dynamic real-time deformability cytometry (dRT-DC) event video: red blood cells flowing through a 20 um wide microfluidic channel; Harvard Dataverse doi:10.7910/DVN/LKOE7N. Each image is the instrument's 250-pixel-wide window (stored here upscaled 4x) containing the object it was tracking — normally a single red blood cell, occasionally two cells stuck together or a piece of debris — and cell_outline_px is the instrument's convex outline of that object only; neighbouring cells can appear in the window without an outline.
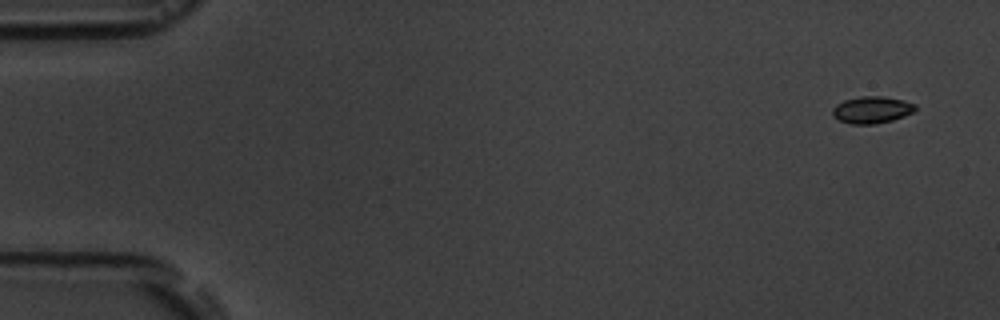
{"species": "common noctule bat (a hibernating species)", "species_latin": "Nyctalus noctula", "temperature_condition": "room temperature", "stored_images_in_passage": 5, "camera_frame_rate_fps": 3000, "um_per_image_px": 0.085, "animal": {"sex": "male", "body_mass_g": 19.5, "forearm_length_mm": 54.6}, "frame": {"image": 1, "passage_image": 1, "time_ms": 0.0, "image_size_px": [1000, 320], "cell_outline_px": [[916, 108], [912, 112], [904, 116], [892, 120], [876, 124], [852, 124], [840, 120], [832, 116], [832, 108], [836, 104], [844, 100], [860, 96], [880, 96], [904, 100], [916, 104]], "centroid_in_image_um": [74.09, 9.33], "position_along_channel_um": 10.9, "area_um2": 13.01}}
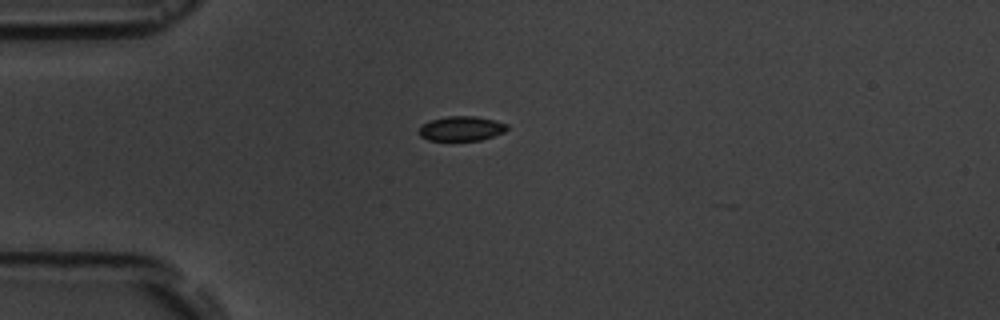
{"frame": {"image": 2, "passage_image": 4, "time_ms": 4.0, "image_size_px": [1000, 320], "cell_outline_px": [[508, 128], [504, 132], [480, 140], [428, 140], [420, 136], [420, 128], [424, 124], [432, 120], [448, 116], [476, 116], [508, 124]], "centroid_in_image_um": [39.24, 10.92], "position_along_channel_um": 45.8, "area_um2": 12.37}}
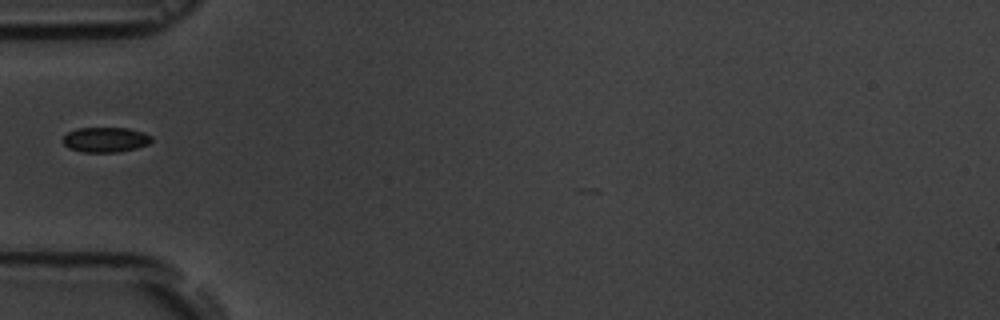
{"frame": {"image": 3, "passage_image": 5, "time_ms": 5.333, "image_size_px": [1000, 320], "cell_outline_px": [[152, 140], [148, 144], [136, 148], [116, 152], [84, 152], [68, 148], [64, 144], [64, 136], [68, 132], [76, 128], [128, 128], [152, 136]], "centroid_in_image_um": [8.95, 11.87], "position_along_channel_um": 76.0, "area_um2": 12.77}}